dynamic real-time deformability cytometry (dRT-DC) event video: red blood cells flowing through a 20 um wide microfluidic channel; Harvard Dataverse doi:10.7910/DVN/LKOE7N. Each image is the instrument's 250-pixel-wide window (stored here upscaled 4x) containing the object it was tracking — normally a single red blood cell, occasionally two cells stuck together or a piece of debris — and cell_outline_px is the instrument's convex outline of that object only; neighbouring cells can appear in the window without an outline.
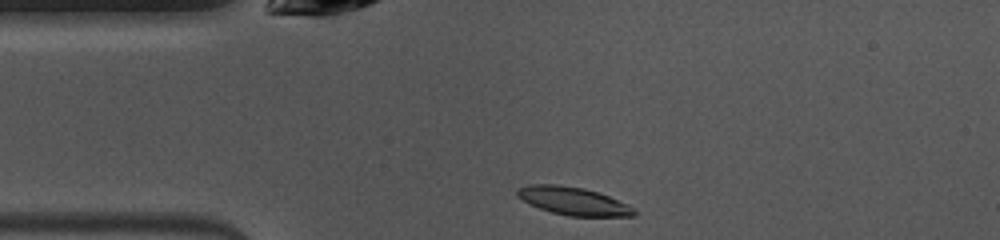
{"species": "common noctule bat (a hibernating species)", "species_latin": "Nyctalus noctula", "temperature_condition": "warm", "stored_images_in_passage": 40, "camera_frame_rate_fps": 3000, "um_per_image_px": 0.085, "animal": {"sex": "female", "body_mass_g": 10.0, "forearm_length_mm": 53.1}, "frame": {"image": 1, "passage_image": 1, "time_ms": 0.0, "image_size_px": [1000, 240], "cell_outline_px": [[636, 216], [568, 216], [552, 212], [540, 208], [516, 196], [516, 188], [528, 184], [556, 184], [584, 188], [608, 196], [628, 204], [636, 212]], "centroid_in_image_um": [48.71, 17.08], "position_along_channel_um": 36.3, "area_um2": 18.9}}
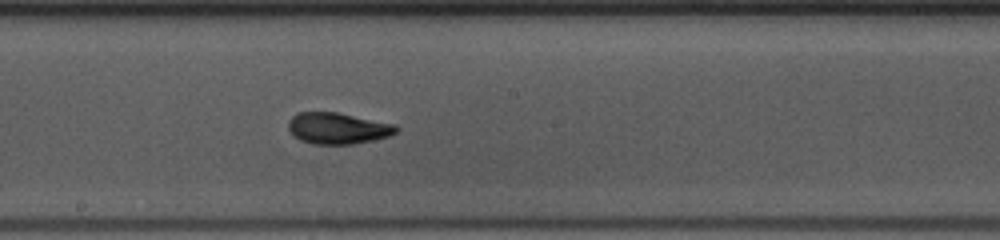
{"frame": {"image": 2, "passage_image": 16, "time_ms": 5.0, "image_size_px": [1000, 240], "cell_outline_px": [[400, 128], [396, 132], [388, 136], [372, 140], [352, 144], [312, 144], [300, 140], [288, 128], [288, 120], [296, 112], [336, 112], [396, 124]], "centroid_in_image_um": [28.71, 10.89], "position_along_channel_um": 219.5, "area_um2": 19.65}}
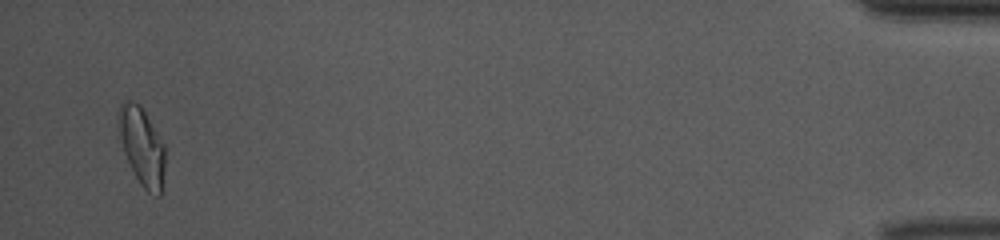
{"frame": {"image": 3, "passage_image": 38, "time_ms": 12.333, "image_size_px": [1000, 240], "cell_outline_px": [[164, 168], [160, 196], [156, 196], [148, 192], [140, 184], [124, 152], [120, 136], [116, 116], [120, 104], [124, 100], [132, 100], [140, 104], [164, 144]], "centroid_in_image_um": [12.04, 12.39], "position_along_channel_um": 423.2, "area_um2": 20.92}, "authors_computed_cell_mechanics": {"area_um2": 19.4497, "velocity_mm_per_s": 4.0336, "shape_relaxation_time_tau1_ms": 3.7976, "shape_relaxation_time_tau2_ms": 1.6939, "deformation_change_tau1": 0.1761, "deformation_change_tau2": 0.0522}}